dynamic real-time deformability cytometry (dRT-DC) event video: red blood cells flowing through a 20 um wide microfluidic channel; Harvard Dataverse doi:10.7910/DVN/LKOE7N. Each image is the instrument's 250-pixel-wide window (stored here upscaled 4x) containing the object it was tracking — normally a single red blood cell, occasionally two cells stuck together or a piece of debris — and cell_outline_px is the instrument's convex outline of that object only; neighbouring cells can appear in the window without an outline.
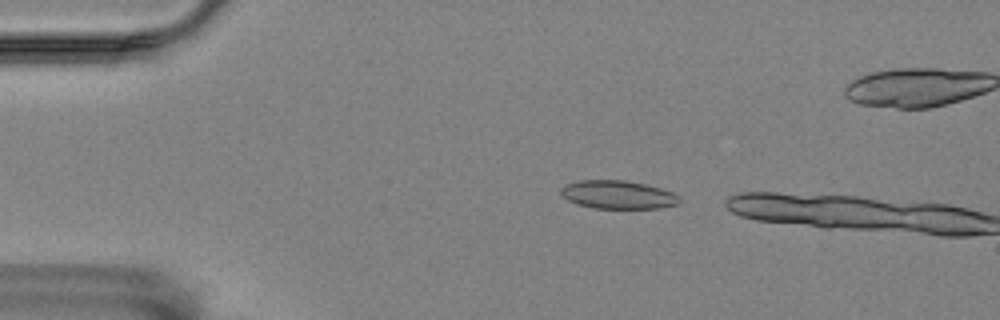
{"species": "Egyptian fruit bat (a non-hibernating species)", "species_latin": "Rousettus aegyptiacus", "temperature_condition": "room temperature", "stored_images_in_passage": 6, "camera_frame_rate_fps": 3000, "um_per_image_px": 0.085, "animal": {"sex": "female"}, "frame": {"image": 1, "passage_image": 4, "time_ms": 1.0, "image_size_px": [1000, 320], "cell_outline_px": [[680, 200], [676, 204], [660, 208], [596, 208], [576, 204], [568, 200], [560, 192], [560, 188], [564, 184], [580, 180], [624, 180], [644, 184], [660, 188], [672, 192], [680, 196]], "centroid_in_image_um": [52.5, 16.54], "position_along_channel_um": 32.5, "area_um2": 19.48}}